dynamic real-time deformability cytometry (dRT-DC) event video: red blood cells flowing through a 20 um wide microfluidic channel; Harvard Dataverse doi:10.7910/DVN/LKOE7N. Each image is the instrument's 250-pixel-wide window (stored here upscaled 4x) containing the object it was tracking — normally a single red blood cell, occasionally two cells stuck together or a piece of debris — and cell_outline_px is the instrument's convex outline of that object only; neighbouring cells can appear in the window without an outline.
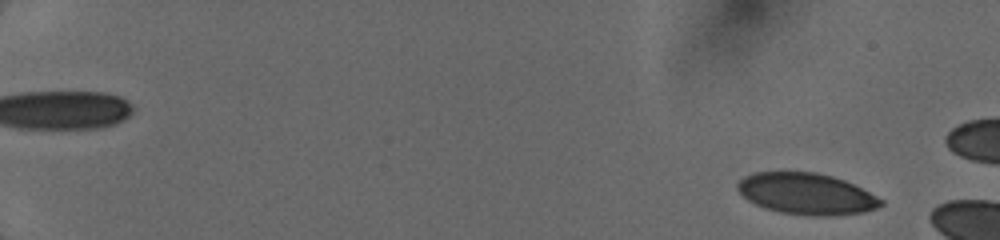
{"species": "human", "species_latin": "Homo sapiens", "temperature_condition": "cold", "stored_images_in_passage": 13, "camera_frame_rate_fps": 3000, "um_per_image_px": 0.085, "donor": {"sex": "female"}, "frame": {"image": 1, "passage_image": 4, "time_ms": 1.0, "image_size_px": [1000, 240], "cell_outline_px": [[884, 204], [876, 208], [864, 212], [832, 216], [808, 216], [780, 212], [764, 208], [748, 200], [736, 188], [736, 184], [744, 176], [756, 172], [816, 172], [832, 176], [844, 180], [884, 200]], "centroid_in_image_um": [68.54, 16.48], "position_along_channel_um": 16.5, "area_um2": 34.51}}